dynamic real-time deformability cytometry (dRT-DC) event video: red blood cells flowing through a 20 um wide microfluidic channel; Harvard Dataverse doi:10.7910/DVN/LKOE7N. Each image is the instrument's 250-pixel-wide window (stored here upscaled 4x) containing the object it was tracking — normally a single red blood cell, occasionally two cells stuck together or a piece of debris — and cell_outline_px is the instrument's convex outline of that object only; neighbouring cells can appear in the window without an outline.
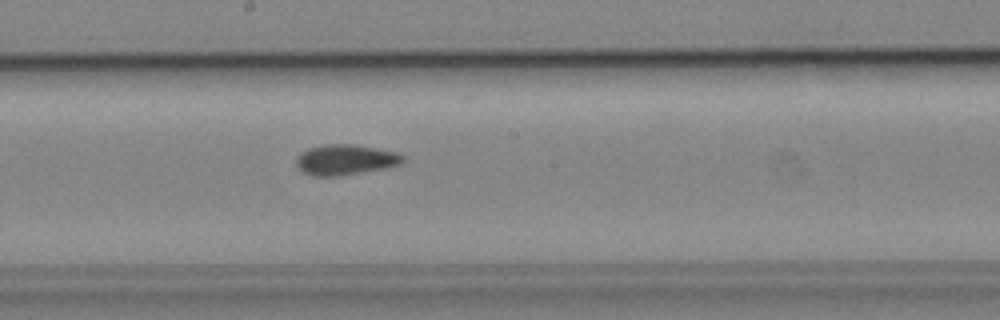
{"species": "common noctule bat (a hibernating species)", "species_latin": "Nyctalus noctula", "temperature_condition": "cold", "stored_images_in_passage": 27, "camera_frame_rate_fps": 3000, "um_per_image_px": 0.085, "animal": {"sex": "male", "body_mass_g": 19.2, "forearm_length_mm": 51.8}, "frame": {"image": 1, "passage_image": 12, "time_ms": 3.667, "image_size_px": [1000, 320], "cell_outline_px": [[404, 160], [400, 164], [384, 168], [340, 176], [312, 176], [296, 168], [296, 156], [300, 152], [308, 148], [328, 144], [352, 144], [396, 152], [404, 156]], "centroid_in_image_um": [29.3, 13.58], "position_along_channel_um": 218.9, "area_um2": 18.9}}
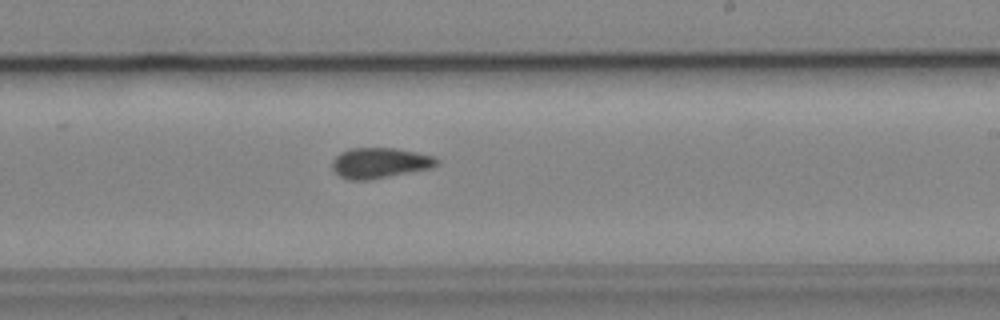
{"frame": {"image": 2, "passage_image": 15, "time_ms": 4.667, "image_size_px": [1000, 320], "cell_outline_px": [[440, 164], [432, 168], [368, 180], [348, 180], [340, 176], [332, 168], [332, 160], [340, 152], [352, 148], [396, 148], [436, 156], [440, 160]], "centroid_in_image_um": [32.32, 13.84], "position_along_channel_um": 256.7, "area_um2": 18.73}}